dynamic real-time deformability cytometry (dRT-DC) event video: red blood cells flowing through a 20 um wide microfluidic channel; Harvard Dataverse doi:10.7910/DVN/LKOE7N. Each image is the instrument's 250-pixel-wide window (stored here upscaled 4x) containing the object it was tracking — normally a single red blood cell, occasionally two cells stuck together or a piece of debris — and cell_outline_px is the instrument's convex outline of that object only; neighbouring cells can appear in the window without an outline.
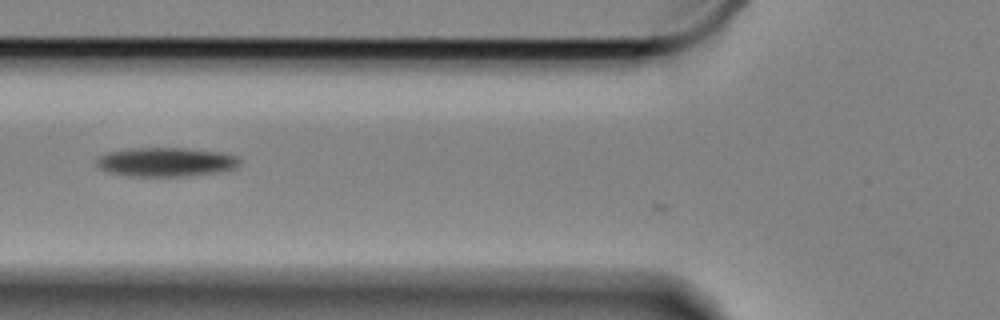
{"species": "Egyptian fruit bat (a non-hibernating species)", "species_latin": "Rousettus aegyptiacus", "temperature_condition": "cold", "stored_images_in_passage": 9, "camera_frame_rate_fps": 3000, "um_per_image_px": 0.085, "animal": {"sex": "female"}, "frame": {"image": 1, "passage_image": 7, "time_ms": 2.0, "image_size_px": [1000, 320], "cell_outline_px": [[240, 164], [232, 168], [216, 172], [188, 176], [128, 176], [108, 172], [100, 168], [96, 164], [96, 160], [100, 156], [108, 152], [128, 148], [184, 148], [220, 152], [236, 156], [240, 160]], "centroid_in_image_um": [14.06, 13.77], "position_along_channel_um": 111.7, "area_um2": 24.1}}